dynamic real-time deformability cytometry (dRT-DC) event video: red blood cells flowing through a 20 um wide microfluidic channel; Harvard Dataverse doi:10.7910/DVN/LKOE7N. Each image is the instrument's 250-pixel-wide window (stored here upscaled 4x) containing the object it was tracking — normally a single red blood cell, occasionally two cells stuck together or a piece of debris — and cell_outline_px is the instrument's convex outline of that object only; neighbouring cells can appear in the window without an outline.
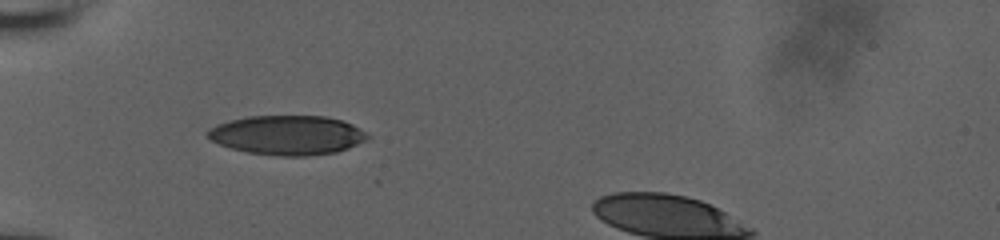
{"species": "human", "species_latin": "Homo sapiens", "temperature_condition": "room temperature", "stored_images_in_passage": 36, "camera_frame_rate_fps": 3000, "um_per_image_px": 0.085, "donor": {"sex": "male"}, "frame": {"image": 1, "passage_image": 1, "time_ms": 0.0, "image_size_px": [1000, 240], "cell_outline_px": [[372, 136], [368, 140], [348, 148], [336, 152], [304, 156], [280, 156], [248, 152], [232, 148], [220, 144], [212, 140], [204, 132], [208, 128], [216, 124], [228, 120], [248, 116], [328, 116], [344, 120], [360, 128]], "centroid_in_image_um": [24.45, 11.47], "position_along_channel_um": 60.5, "area_um2": 36.99}}
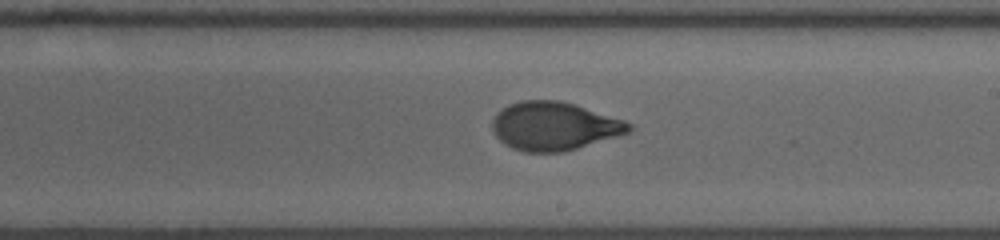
{"frame": {"image": 2, "passage_image": 16, "time_ms": 5.0, "image_size_px": [1000, 240], "cell_outline_px": [[632, 128], [628, 132], [616, 136], [564, 152], [524, 152], [512, 148], [504, 144], [496, 136], [492, 128], [492, 120], [508, 104], [524, 100], [560, 100], [624, 120], [632, 124]], "centroid_in_image_um": [47.08, 10.73], "position_along_channel_um": 241.9, "area_um2": 38.09}}
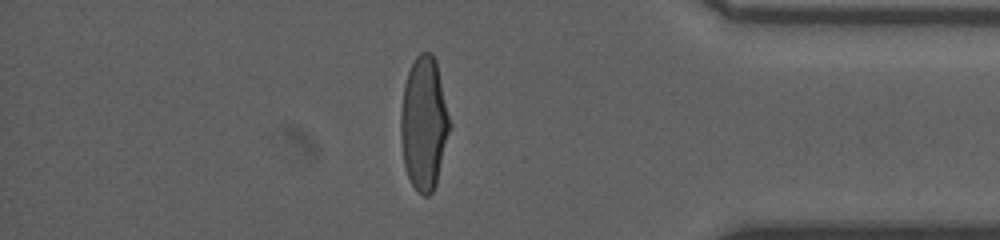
{"frame": {"image": 3, "passage_image": 30, "time_ms": 9.667, "image_size_px": [1000, 240], "cell_outline_px": [[452, 124], [436, 184], [432, 192], [428, 196], [424, 196], [412, 184], [408, 176], [404, 164], [400, 136], [400, 116], [404, 84], [408, 72], [416, 56], [420, 52], [432, 52], [436, 60]], "centroid_in_image_um": [36.05, 10.46], "position_along_channel_um": 399.2, "area_um2": 38.26}}